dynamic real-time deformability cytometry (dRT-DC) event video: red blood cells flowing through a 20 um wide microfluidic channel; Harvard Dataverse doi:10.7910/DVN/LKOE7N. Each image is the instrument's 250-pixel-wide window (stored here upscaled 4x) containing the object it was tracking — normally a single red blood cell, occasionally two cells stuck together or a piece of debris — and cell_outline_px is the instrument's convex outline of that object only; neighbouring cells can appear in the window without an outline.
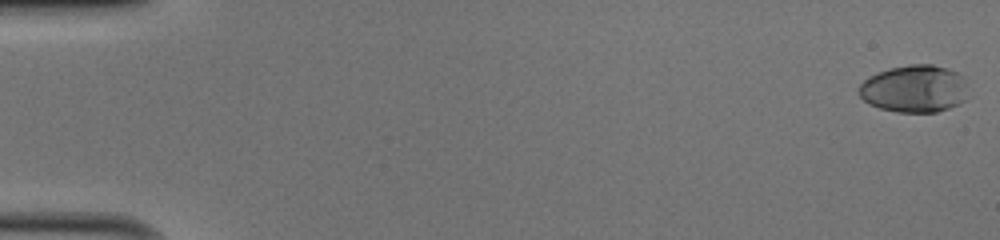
{"species": "human", "species_latin": "Homo sapiens", "temperature_condition": "cold", "stored_images_in_passage": 51, "camera_frame_rate_fps": 3000, "um_per_image_px": 0.085, "donor": {"sex": "male"}, "frame": {"image": 1, "passage_image": 1, "time_ms": 0.0, "image_size_px": [1000, 240], "cell_outline_px": [[964, 100], [960, 104], [936, 112], [896, 112], [880, 108], [868, 104], [860, 96], [860, 84], [864, 80], [880, 72], [892, 68], [908, 64], [932, 64], [948, 68], [964, 76]], "centroid_in_image_um": [77.72, 7.55], "position_along_channel_um": 7.3, "area_um2": 29.82}}
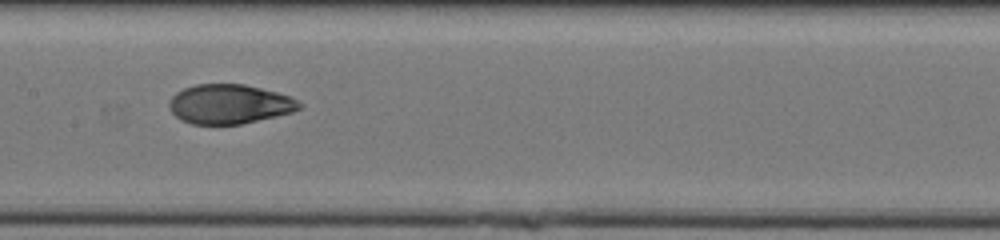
{"frame": {"image": 2, "passage_image": 27, "time_ms": 8.667, "image_size_px": [1000, 240], "cell_outline_px": [[304, 104], [300, 108], [292, 112], [276, 116], [240, 124], [192, 124], [180, 120], [172, 112], [168, 104], [168, 100], [176, 92], [184, 88], [196, 84], [244, 84], [276, 92], [288, 96]], "centroid_in_image_um": [19.47, 8.85], "position_along_channel_um": 187.9, "area_um2": 29.82}}
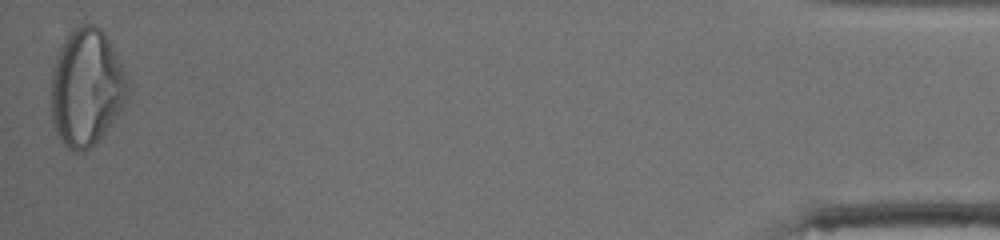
{"frame": {"image": 3, "passage_image": 51, "time_ms": 16.667, "image_size_px": [1000, 240], "cell_outline_px": [[132, 88], [128, 96], [116, 116], [104, 132], [84, 152], [76, 152], [68, 148], [60, 140], [56, 132], [52, 120], [52, 72], [60, 48], [68, 32], [80, 24], [92, 24], [100, 28], [104, 32]], "centroid_in_image_um": [7.34, 7.43], "position_along_channel_um": 427.9, "area_um2": 51.67}, "authors_computed_cell_mechanics": {"area_um2": 30.634, "velocity_mm_per_s": 4.0867, "shape_relaxation_time_tau1_ms": 5.0468, "shape_relaxation_time_tau2_ms": 0.9385, "deformation_change_tau1": 0.2328, "deformation_change_tau2": 0.0494}}